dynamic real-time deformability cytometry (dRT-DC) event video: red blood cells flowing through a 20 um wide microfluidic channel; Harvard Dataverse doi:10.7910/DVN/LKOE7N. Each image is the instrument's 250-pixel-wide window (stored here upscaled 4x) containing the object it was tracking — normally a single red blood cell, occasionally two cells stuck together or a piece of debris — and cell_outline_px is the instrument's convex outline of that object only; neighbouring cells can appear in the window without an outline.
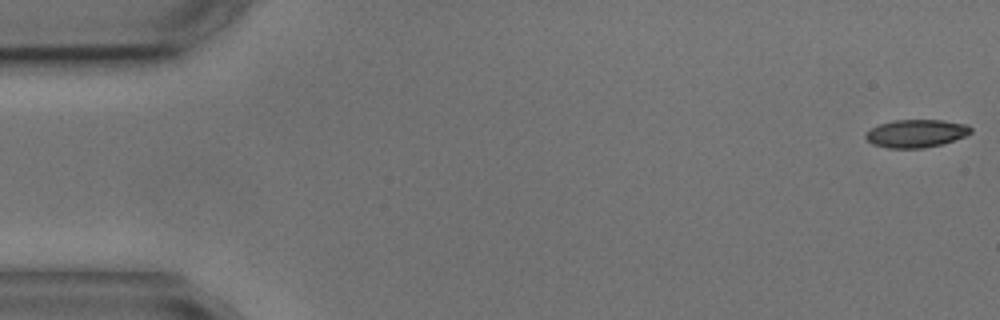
{"species": "common noctule bat (a hibernating species)", "species_latin": "Nyctalus noctula", "temperature_condition": "cold", "stored_images_in_passage": 4, "camera_frame_rate_fps": 3000, "um_per_image_px": 0.085, "animal": {"sex": "male", "body_mass_g": 17.9, "forearm_length_mm": 54.2}, "frame": {"image": 1, "passage_image": 1, "time_ms": 0.0, "image_size_px": [1000, 320], "cell_outline_px": [[972, 132], [964, 136], [940, 144], [924, 148], [888, 148], [872, 144], [864, 136], [872, 128], [880, 124], [896, 120], [940, 120], [968, 124], [972, 128]], "centroid_in_image_um": [77.88, 11.34], "position_along_channel_um": 7.1, "area_um2": 16.88}}
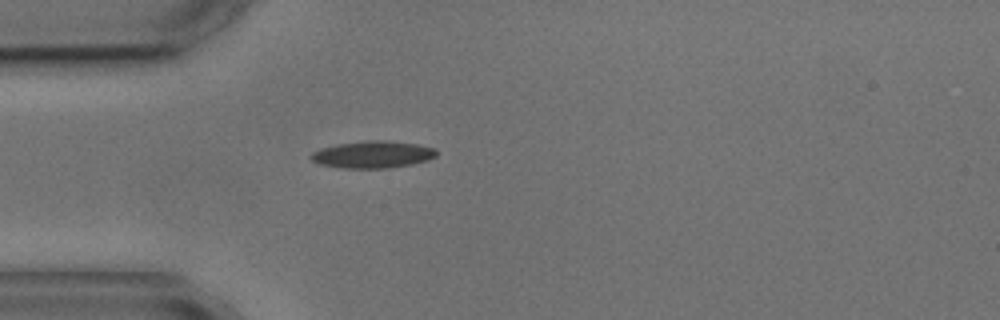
{"frame": {"image": 2, "passage_image": 4, "time_ms": 4.667, "image_size_px": [1000, 320], "cell_outline_px": [[436, 156], [428, 160], [412, 164], [388, 168], [344, 168], [320, 164], [312, 160], [308, 156], [312, 152], [320, 148], [340, 144], [364, 140], [384, 140], [416, 144], [436, 148]], "centroid_in_image_um": [31.68, 13.13], "position_along_channel_um": 53.3, "area_um2": 19.77}}